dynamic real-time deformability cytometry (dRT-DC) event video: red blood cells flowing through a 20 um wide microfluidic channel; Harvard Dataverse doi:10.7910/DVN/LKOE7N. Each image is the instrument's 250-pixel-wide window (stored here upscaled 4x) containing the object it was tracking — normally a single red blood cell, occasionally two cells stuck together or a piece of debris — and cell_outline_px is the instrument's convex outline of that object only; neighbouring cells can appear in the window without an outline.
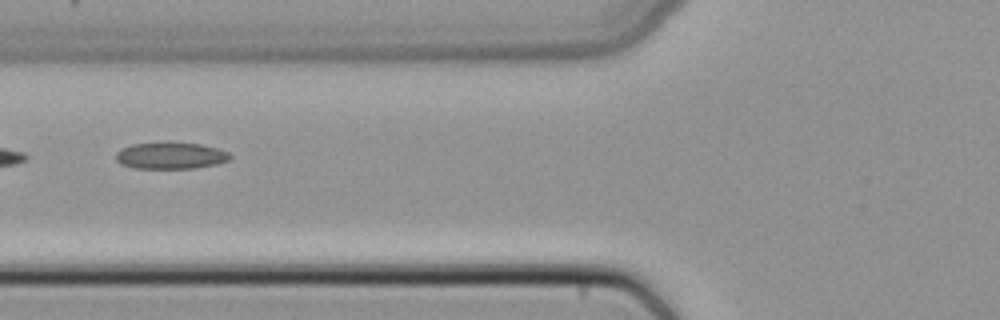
{"species": "common noctule bat (a hibernating species)", "species_latin": "Nyctalus noctula", "temperature_condition": "cold", "stored_images_in_passage": 5, "camera_frame_rate_fps": 3000, "um_per_image_px": 0.085, "animal": {"sex": "female", "body_mass_g": 22.7, "forearm_length_mm": 54.2}, "frame": {"image": 1, "passage_image": 5, "time_ms": 1.333, "image_size_px": [1000, 320], "cell_outline_px": [[232, 156], [228, 160], [216, 164], [196, 168], [132, 168], [120, 164], [116, 160], [116, 152], [120, 148], [132, 144], [164, 140], [168, 140], [200, 144], [216, 148], [228, 152]], "centroid_in_image_um": [14.45, 13.19], "position_along_channel_um": 111.3, "area_um2": 18.32}}